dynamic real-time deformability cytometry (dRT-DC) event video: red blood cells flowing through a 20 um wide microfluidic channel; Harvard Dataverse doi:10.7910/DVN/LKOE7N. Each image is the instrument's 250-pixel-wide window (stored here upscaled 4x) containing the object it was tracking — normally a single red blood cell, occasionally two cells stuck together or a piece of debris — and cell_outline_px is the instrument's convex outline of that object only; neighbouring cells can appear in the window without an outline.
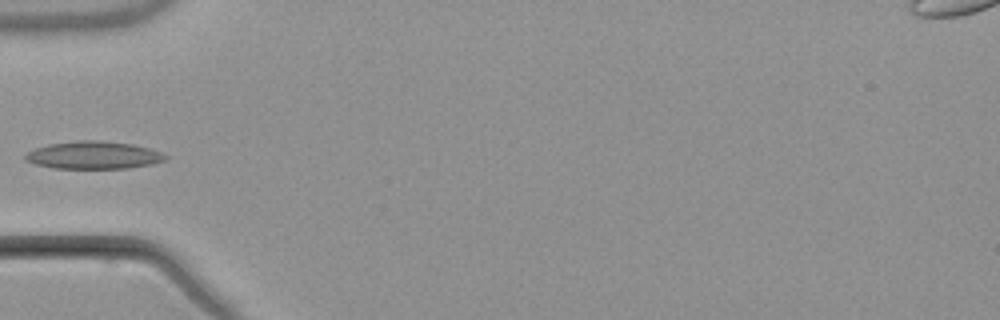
{"species": "common noctule bat (a hibernating species)", "species_latin": "Nyctalus noctula", "temperature_condition": "warm", "stored_images_in_passage": 4, "camera_frame_rate_fps": 3000, "um_per_image_px": 0.085, "animal": {"sex": "male", "body_mass_g": 21.5, "forearm_length_mm": 52.0}, "frame": {"image": 1, "passage_image": 4, "time_ms": 4.667, "image_size_px": [1000, 320], "cell_outline_px": [[168, 160], [152, 164], [128, 168], [52, 168], [36, 164], [24, 160], [24, 156], [28, 152], [36, 148], [48, 144], [80, 140], [100, 140], [132, 144], [148, 148], [160, 152], [168, 156]], "centroid_in_image_um": [7.96, 13.19], "position_along_channel_um": 77.0, "area_um2": 22.54}}